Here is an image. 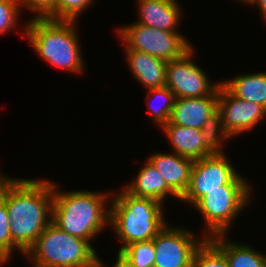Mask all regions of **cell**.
Wrapping results in <instances>:
<instances>
[{
	"label": "cell",
	"instance_id": "1",
	"mask_svg": "<svg viewBox=\"0 0 266 267\" xmlns=\"http://www.w3.org/2000/svg\"><path fill=\"white\" fill-rule=\"evenodd\" d=\"M0 198L7 207L12 242L25 255L52 222L53 182L14 177Z\"/></svg>",
	"mask_w": 266,
	"mask_h": 267
},
{
	"label": "cell",
	"instance_id": "2",
	"mask_svg": "<svg viewBox=\"0 0 266 267\" xmlns=\"http://www.w3.org/2000/svg\"><path fill=\"white\" fill-rule=\"evenodd\" d=\"M58 188L53 182L52 222L68 234L92 242L109 225V198L114 192H66Z\"/></svg>",
	"mask_w": 266,
	"mask_h": 267
},
{
	"label": "cell",
	"instance_id": "3",
	"mask_svg": "<svg viewBox=\"0 0 266 267\" xmlns=\"http://www.w3.org/2000/svg\"><path fill=\"white\" fill-rule=\"evenodd\" d=\"M121 188L112 195L109 205V226L122 244L118 253L131 243L152 240L168 224L163 214L164 204L133 196Z\"/></svg>",
	"mask_w": 266,
	"mask_h": 267
},
{
	"label": "cell",
	"instance_id": "4",
	"mask_svg": "<svg viewBox=\"0 0 266 267\" xmlns=\"http://www.w3.org/2000/svg\"><path fill=\"white\" fill-rule=\"evenodd\" d=\"M76 21L30 19L23 27V37L44 60L61 70L79 74L84 71Z\"/></svg>",
	"mask_w": 266,
	"mask_h": 267
},
{
	"label": "cell",
	"instance_id": "5",
	"mask_svg": "<svg viewBox=\"0 0 266 267\" xmlns=\"http://www.w3.org/2000/svg\"><path fill=\"white\" fill-rule=\"evenodd\" d=\"M25 256L33 267H101L92 242L72 236L51 222Z\"/></svg>",
	"mask_w": 266,
	"mask_h": 267
},
{
	"label": "cell",
	"instance_id": "6",
	"mask_svg": "<svg viewBox=\"0 0 266 267\" xmlns=\"http://www.w3.org/2000/svg\"><path fill=\"white\" fill-rule=\"evenodd\" d=\"M252 186L239 173L223 189L203 196L193 207L204 219L206 238L227 234L235 218L250 204ZM206 232V233H205Z\"/></svg>",
	"mask_w": 266,
	"mask_h": 267
},
{
	"label": "cell",
	"instance_id": "7",
	"mask_svg": "<svg viewBox=\"0 0 266 267\" xmlns=\"http://www.w3.org/2000/svg\"><path fill=\"white\" fill-rule=\"evenodd\" d=\"M116 30L124 49L144 52L166 62L180 58L192 47L179 32L163 31L137 22Z\"/></svg>",
	"mask_w": 266,
	"mask_h": 267
},
{
	"label": "cell",
	"instance_id": "8",
	"mask_svg": "<svg viewBox=\"0 0 266 267\" xmlns=\"http://www.w3.org/2000/svg\"><path fill=\"white\" fill-rule=\"evenodd\" d=\"M237 174L225 152L196 160L192 165L188 188L180 202L194 206L209 191L223 189V185L228 184Z\"/></svg>",
	"mask_w": 266,
	"mask_h": 267
},
{
	"label": "cell",
	"instance_id": "9",
	"mask_svg": "<svg viewBox=\"0 0 266 267\" xmlns=\"http://www.w3.org/2000/svg\"><path fill=\"white\" fill-rule=\"evenodd\" d=\"M194 50L192 46L180 58L167 62L165 86L176 98L211 96L221 85V81L211 83L205 71L194 63Z\"/></svg>",
	"mask_w": 266,
	"mask_h": 267
},
{
	"label": "cell",
	"instance_id": "10",
	"mask_svg": "<svg viewBox=\"0 0 266 267\" xmlns=\"http://www.w3.org/2000/svg\"><path fill=\"white\" fill-rule=\"evenodd\" d=\"M171 226V227H170ZM185 227L167 224L154 238V267H192L196 249L206 239Z\"/></svg>",
	"mask_w": 266,
	"mask_h": 267
},
{
	"label": "cell",
	"instance_id": "11",
	"mask_svg": "<svg viewBox=\"0 0 266 267\" xmlns=\"http://www.w3.org/2000/svg\"><path fill=\"white\" fill-rule=\"evenodd\" d=\"M217 110L231 138L249 132L266 118L265 107L234 97L222 85L218 87Z\"/></svg>",
	"mask_w": 266,
	"mask_h": 267
},
{
	"label": "cell",
	"instance_id": "12",
	"mask_svg": "<svg viewBox=\"0 0 266 267\" xmlns=\"http://www.w3.org/2000/svg\"><path fill=\"white\" fill-rule=\"evenodd\" d=\"M218 89L211 95L198 98H176L170 116L175 125L201 129L204 122L217 111Z\"/></svg>",
	"mask_w": 266,
	"mask_h": 267
},
{
	"label": "cell",
	"instance_id": "13",
	"mask_svg": "<svg viewBox=\"0 0 266 267\" xmlns=\"http://www.w3.org/2000/svg\"><path fill=\"white\" fill-rule=\"evenodd\" d=\"M147 159L161 173L167 186L181 198L188 188L194 161L175 152H155Z\"/></svg>",
	"mask_w": 266,
	"mask_h": 267
},
{
	"label": "cell",
	"instance_id": "14",
	"mask_svg": "<svg viewBox=\"0 0 266 267\" xmlns=\"http://www.w3.org/2000/svg\"><path fill=\"white\" fill-rule=\"evenodd\" d=\"M137 23L163 31L178 32L177 27L182 18L177 0H138Z\"/></svg>",
	"mask_w": 266,
	"mask_h": 267
},
{
	"label": "cell",
	"instance_id": "15",
	"mask_svg": "<svg viewBox=\"0 0 266 267\" xmlns=\"http://www.w3.org/2000/svg\"><path fill=\"white\" fill-rule=\"evenodd\" d=\"M127 66L146 90L165 86L167 62L144 52L125 49Z\"/></svg>",
	"mask_w": 266,
	"mask_h": 267
},
{
	"label": "cell",
	"instance_id": "16",
	"mask_svg": "<svg viewBox=\"0 0 266 267\" xmlns=\"http://www.w3.org/2000/svg\"><path fill=\"white\" fill-rule=\"evenodd\" d=\"M173 147V151L193 161L200 160L213 153L203 142L201 129L184 127L168 121L161 129Z\"/></svg>",
	"mask_w": 266,
	"mask_h": 267
},
{
	"label": "cell",
	"instance_id": "17",
	"mask_svg": "<svg viewBox=\"0 0 266 267\" xmlns=\"http://www.w3.org/2000/svg\"><path fill=\"white\" fill-rule=\"evenodd\" d=\"M143 167L140 168L136 178L123 187L133 196L151 198L164 203L168 195L177 200L180 198L167 186L161 173L146 158Z\"/></svg>",
	"mask_w": 266,
	"mask_h": 267
},
{
	"label": "cell",
	"instance_id": "18",
	"mask_svg": "<svg viewBox=\"0 0 266 267\" xmlns=\"http://www.w3.org/2000/svg\"><path fill=\"white\" fill-rule=\"evenodd\" d=\"M221 85L234 97L266 108V72L244 74L222 80Z\"/></svg>",
	"mask_w": 266,
	"mask_h": 267
},
{
	"label": "cell",
	"instance_id": "19",
	"mask_svg": "<svg viewBox=\"0 0 266 267\" xmlns=\"http://www.w3.org/2000/svg\"><path fill=\"white\" fill-rule=\"evenodd\" d=\"M228 235L221 234L209 239L224 253L229 267H266V255L244 243L228 241Z\"/></svg>",
	"mask_w": 266,
	"mask_h": 267
},
{
	"label": "cell",
	"instance_id": "20",
	"mask_svg": "<svg viewBox=\"0 0 266 267\" xmlns=\"http://www.w3.org/2000/svg\"><path fill=\"white\" fill-rule=\"evenodd\" d=\"M147 92V104L149 105L148 112L150 111L151 121H154V123L162 128L170 120L176 96L167 86L150 89ZM156 99H159L160 102L163 100L164 102L155 106L152 103V100L154 101Z\"/></svg>",
	"mask_w": 266,
	"mask_h": 267
},
{
	"label": "cell",
	"instance_id": "21",
	"mask_svg": "<svg viewBox=\"0 0 266 267\" xmlns=\"http://www.w3.org/2000/svg\"><path fill=\"white\" fill-rule=\"evenodd\" d=\"M201 134L204 144L212 153H224V140H231L223 128L222 116L218 110L204 122Z\"/></svg>",
	"mask_w": 266,
	"mask_h": 267
},
{
	"label": "cell",
	"instance_id": "22",
	"mask_svg": "<svg viewBox=\"0 0 266 267\" xmlns=\"http://www.w3.org/2000/svg\"><path fill=\"white\" fill-rule=\"evenodd\" d=\"M119 254L133 267H154L155 249L153 239L131 243Z\"/></svg>",
	"mask_w": 266,
	"mask_h": 267
},
{
	"label": "cell",
	"instance_id": "23",
	"mask_svg": "<svg viewBox=\"0 0 266 267\" xmlns=\"http://www.w3.org/2000/svg\"><path fill=\"white\" fill-rule=\"evenodd\" d=\"M192 267H229V264L224 253L206 238L194 253Z\"/></svg>",
	"mask_w": 266,
	"mask_h": 267
},
{
	"label": "cell",
	"instance_id": "24",
	"mask_svg": "<svg viewBox=\"0 0 266 267\" xmlns=\"http://www.w3.org/2000/svg\"><path fill=\"white\" fill-rule=\"evenodd\" d=\"M10 219L5 202L0 198V265H6L13 257L14 250H18L24 255L12 242L9 230ZM13 252V253H12Z\"/></svg>",
	"mask_w": 266,
	"mask_h": 267
},
{
	"label": "cell",
	"instance_id": "25",
	"mask_svg": "<svg viewBox=\"0 0 266 267\" xmlns=\"http://www.w3.org/2000/svg\"><path fill=\"white\" fill-rule=\"evenodd\" d=\"M20 11L19 0H0V35L15 29Z\"/></svg>",
	"mask_w": 266,
	"mask_h": 267
},
{
	"label": "cell",
	"instance_id": "26",
	"mask_svg": "<svg viewBox=\"0 0 266 267\" xmlns=\"http://www.w3.org/2000/svg\"><path fill=\"white\" fill-rule=\"evenodd\" d=\"M20 7L35 13L34 19L58 20V0H19Z\"/></svg>",
	"mask_w": 266,
	"mask_h": 267
},
{
	"label": "cell",
	"instance_id": "27",
	"mask_svg": "<svg viewBox=\"0 0 266 267\" xmlns=\"http://www.w3.org/2000/svg\"><path fill=\"white\" fill-rule=\"evenodd\" d=\"M94 0H58V20L77 21Z\"/></svg>",
	"mask_w": 266,
	"mask_h": 267
},
{
	"label": "cell",
	"instance_id": "28",
	"mask_svg": "<svg viewBox=\"0 0 266 267\" xmlns=\"http://www.w3.org/2000/svg\"><path fill=\"white\" fill-rule=\"evenodd\" d=\"M101 267H107L104 262L101 261ZM113 267H133L131 266L119 253H117V258Z\"/></svg>",
	"mask_w": 266,
	"mask_h": 267
},
{
	"label": "cell",
	"instance_id": "29",
	"mask_svg": "<svg viewBox=\"0 0 266 267\" xmlns=\"http://www.w3.org/2000/svg\"><path fill=\"white\" fill-rule=\"evenodd\" d=\"M258 5L257 7L260 9L263 20L266 23V0H254L250 6Z\"/></svg>",
	"mask_w": 266,
	"mask_h": 267
},
{
	"label": "cell",
	"instance_id": "30",
	"mask_svg": "<svg viewBox=\"0 0 266 267\" xmlns=\"http://www.w3.org/2000/svg\"><path fill=\"white\" fill-rule=\"evenodd\" d=\"M13 179V177H9L8 175L3 176V173H0V195L3 192L5 186Z\"/></svg>",
	"mask_w": 266,
	"mask_h": 267
},
{
	"label": "cell",
	"instance_id": "31",
	"mask_svg": "<svg viewBox=\"0 0 266 267\" xmlns=\"http://www.w3.org/2000/svg\"><path fill=\"white\" fill-rule=\"evenodd\" d=\"M236 1H240V2H242V4L245 3V4H249L250 5V4L253 3L254 0H236Z\"/></svg>",
	"mask_w": 266,
	"mask_h": 267
}]
</instances>
